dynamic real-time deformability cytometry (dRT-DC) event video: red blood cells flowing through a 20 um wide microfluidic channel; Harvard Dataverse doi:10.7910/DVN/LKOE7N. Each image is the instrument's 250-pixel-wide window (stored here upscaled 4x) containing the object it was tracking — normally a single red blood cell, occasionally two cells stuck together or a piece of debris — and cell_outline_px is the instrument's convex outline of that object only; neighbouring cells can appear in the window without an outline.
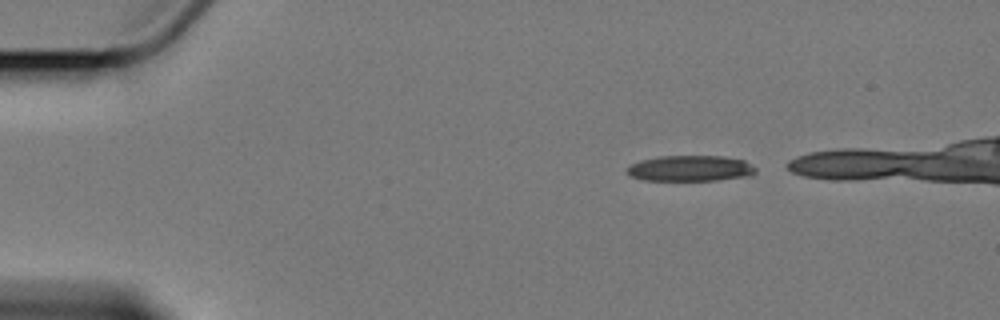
{"species": "Egyptian fruit bat (a non-hibernating species)", "species_latin": "Rousettus aegyptiacus", "temperature_condition": "cold", "stored_images_in_passage": 4, "camera_frame_rate_fps": 3000, "um_per_image_px": 0.085, "animal": {"sex": "female"}, "frame": {"image": 1, "passage_image": 1, "time_ms": 0.0, "image_size_px": [1000, 320], "cell_outline_px": [[756, 172], [752, 176], [716, 180], [644, 180], [628, 176], [624, 172], [632, 164], [640, 160], [660, 156], [724, 156], [744, 160], [756, 168]], "centroid_in_image_um": [58.68, 14.31], "position_along_channel_um": 26.3, "area_um2": 19.48}}